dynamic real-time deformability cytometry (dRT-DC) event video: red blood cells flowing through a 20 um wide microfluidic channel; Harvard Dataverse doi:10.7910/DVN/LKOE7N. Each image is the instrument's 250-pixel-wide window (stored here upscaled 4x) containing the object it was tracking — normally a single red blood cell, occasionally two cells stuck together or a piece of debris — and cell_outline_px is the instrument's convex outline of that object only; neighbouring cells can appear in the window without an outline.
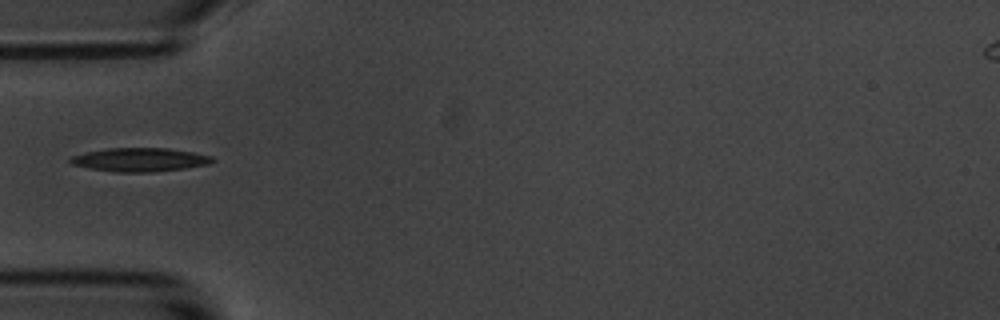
{"species": "common noctule bat (a hibernating species)", "species_latin": "Nyctalus noctula", "temperature_condition": "room temperature", "stored_images_in_passage": 15, "camera_frame_rate_fps": 3000, "um_per_image_px": 0.085, "animal": {"sex": "male", "body_mass_g": 20.1, "forearm_length_mm": 53.5}, "frame": {"image": 1, "passage_image": 1, "time_ms": 0.0, "image_size_px": [1000, 320], "cell_outline_px": [[216, 160], [208, 164], [184, 168], [152, 172], [116, 172], [88, 168], [72, 164], [68, 160], [72, 156], [84, 152], [108, 148], [168, 148], [192, 152], [212, 156]], "centroid_in_image_um": [11.87, 13.57], "position_along_channel_um": 73.1, "area_um2": 19.54}}
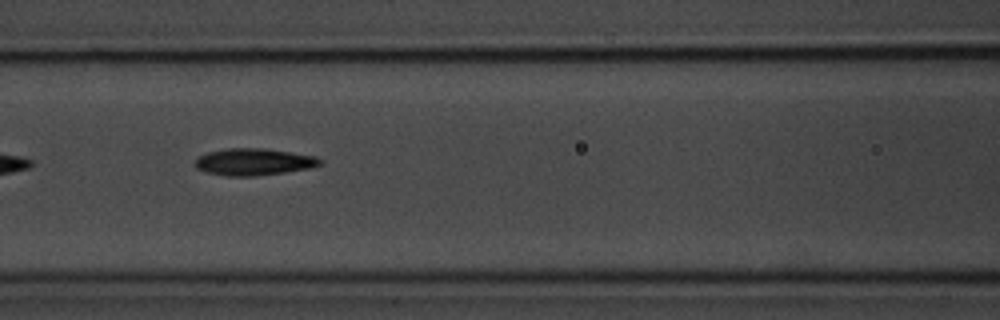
{"frame": {"image": 2, "passage_image": 7, "time_ms": 2.0, "image_size_px": [1000, 320], "cell_outline_px": [[320, 164], [312, 168], [256, 176], [228, 176], [208, 172], [196, 168], [196, 160], [200, 156], [208, 152], [228, 148], [264, 148], [316, 156], [320, 160]], "centroid_in_image_um": [21.59, 13.76], "position_along_channel_um": 145.0, "area_um2": 19.36}}
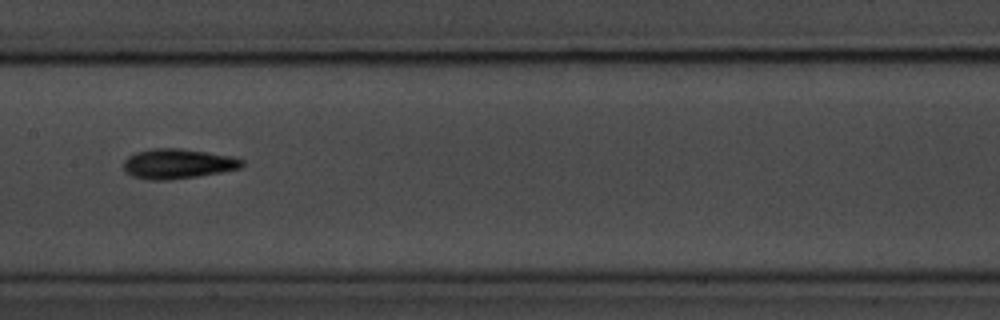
{"frame": {"image": 3, "passage_image": 11, "time_ms": 3.333, "image_size_px": [1000, 320], "cell_outline_px": [[244, 164], [240, 168], [220, 172], [196, 176], [168, 180], [148, 180], [132, 176], [124, 168], [124, 160], [128, 156], [136, 152], [152, 148], [180, 148], [208, 152], [232, 156], [244, 160]], "centroid_in_image_um": [15.11, 13.91], "position_along_channel_um": 192.3, "area_um2": 20.58}}